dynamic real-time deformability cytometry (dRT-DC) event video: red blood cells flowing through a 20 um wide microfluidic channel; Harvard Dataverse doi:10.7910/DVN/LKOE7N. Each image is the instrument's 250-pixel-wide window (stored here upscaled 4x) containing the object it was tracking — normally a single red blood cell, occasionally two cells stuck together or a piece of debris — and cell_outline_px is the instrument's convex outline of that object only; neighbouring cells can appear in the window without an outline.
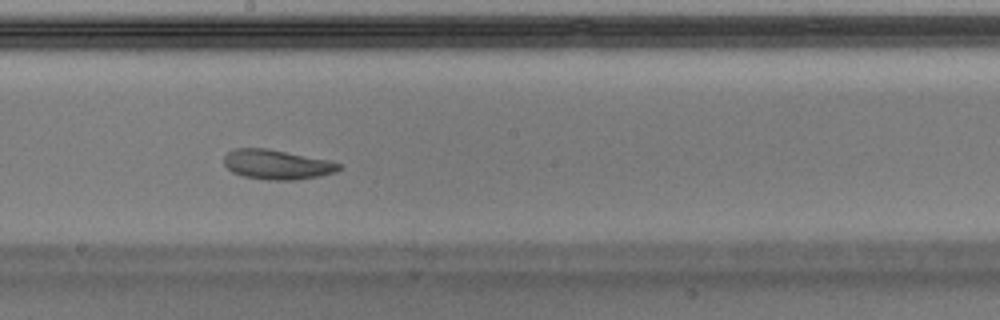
{"species": "Egyptian fruit bat (a non-hibernating species)", "species_latin": "Rousettus aegyptiacus", "temperature_condition": "warm", "stored_images_in_passage": 49, "camera_frame_rate_fps": 3000, "um_per_image_px": 0.085, "animal": {"sex": "male"}, "frame": {"image": 1, "passage_image": 27, "time_ms": 8.667, "image_size_px": [1000, 320], "cell_outline_px": [[340, 168], [336, 172], [320, 176], [296, 180], [268, 180], [244, 176], [232, 172], [224, 164], [224, 156], [228, 152], [236, 148], [268, 148], [328, 160], [340, 164]], "centroid_in_image_um": [23.53, 13.98], "position_along_channel_um": 224.7, "area_um2": 19.83}}
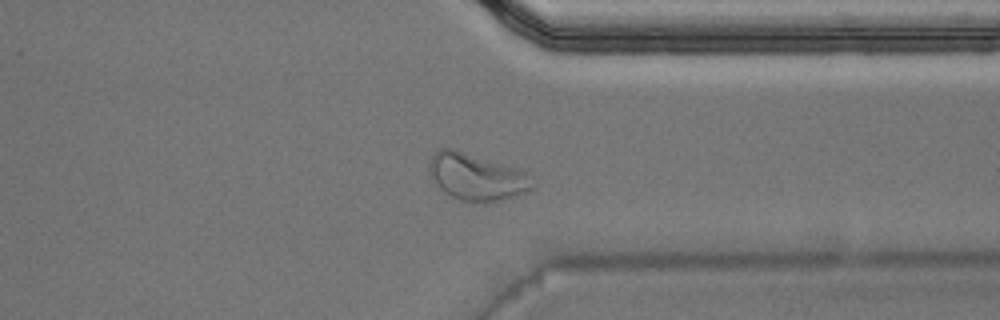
{"frame": {"image": 2, "passage_image": 38, "time_ms": 12.333, "image_size_px": [1000, 320], "cell_outline_px": [[536, 184], [528, 192], [500, 200], [460, 200], [444, 192], [440, 188], [432, 176], [428, 168], [428, 164], [432, 156], [440, 148], [452, 148], [520, 168]], "centroid_in_image_um": [40.53, 15.0], "position_along_channel_um": 370.9, "area_um2": 27.74}}
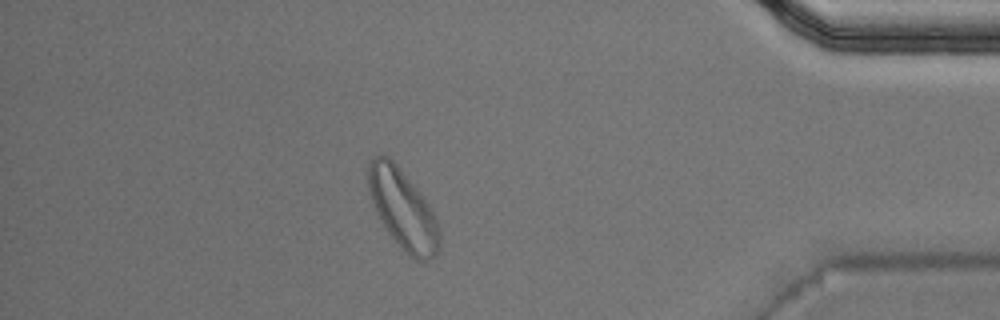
{"frame": {"image": 3, "passage_image": 43, "time_ms": 14.0, "image_size_px": [1000, 320], "cell_outline_px": [[440, 244], [436, 256], [428, 260], [416, 260], [408, 256], [388, 232], [372, 200], [368, 188], [368, 168], [372, 156], [388, 156], [396, 164], [420, 192], [428, 204], [436, 220], [440, 232]], "centroid_in_image_um": [34.27, 17.81], "position_along_channel_um": 400.9, "area_um2": 32.37}, "authors_computed_cell_mechanics": {"area_um2": 20.9814, "velocity_mm_per_s": 4.0206, "shape_relaxation_time_tau1_ms": null, "shape_relaxation_time_tau2_ms": 4.1965, "deformation_change_tau1": null, "deformation_change_tau2": 0.115}}